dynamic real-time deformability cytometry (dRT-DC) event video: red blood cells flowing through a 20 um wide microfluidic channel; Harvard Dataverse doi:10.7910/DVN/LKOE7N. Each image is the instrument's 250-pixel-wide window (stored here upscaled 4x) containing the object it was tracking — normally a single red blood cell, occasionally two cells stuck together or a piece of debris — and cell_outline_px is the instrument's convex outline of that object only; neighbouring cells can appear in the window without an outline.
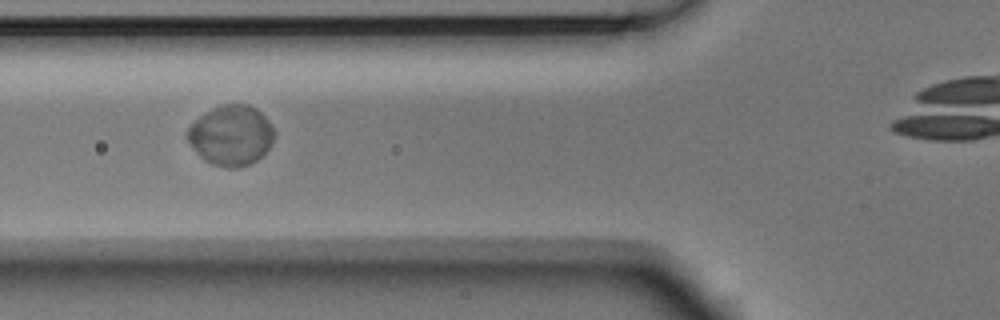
{"species": "Egyptian fruit bat (a non-hibernating species)", "species_latin": "Rousettus aegyptiacus", "temperature_condition": "room temperature", "stored_images_in_passage": 40, "camera_frame_rate_fps": 3000, "um_per_image_px": 0.085, "animal": {"sex": "male"}, "frame": {"image": 1, "passage_image": 12, "time_ms": 3.667, "image_size_px": [1000, 320], "cell_outline_px": [[276, 136], [268, 148], [256, 160], [248, 164], [236, 168], [228, 168], [212, 164], [204, 160], [196, 152], [188, 140], [188, 128], [200, 116], [224, 104], [248, 104], [256, 108], [268, 120], [276, 132]], "centroid_in_image_um": [19.67, 11.51], "position_along_channel_um": 106.1, "area_um2": 30.06}}
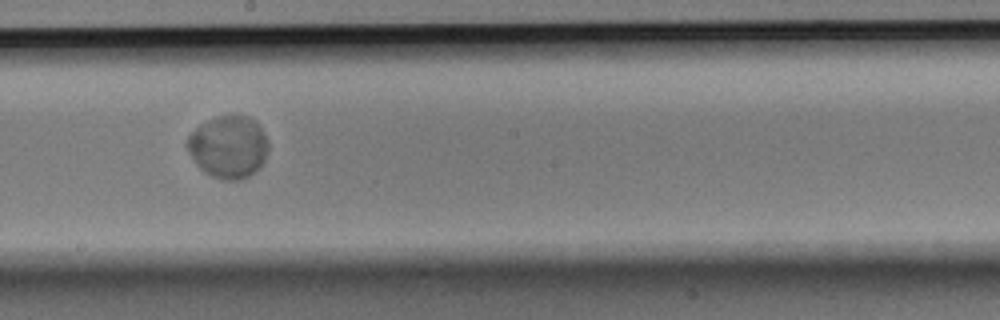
{"frame": {"image": 2, "passage_image": 22, "time_ms": 7.0, "image_size_px": [1000, 320], "cell_outline_px": [[268, 148], [264, 164], [248, 176], [240, 180], [224, 180], [212, 176], [204, 172], [196, 164], [188, 152], [184, 144], [188, 136], [200, 124], [216, 116], [248, 116], [256, 120], [268, 140]], "centroid_in_image_um": [19.41, 12.49], "position_along_channel_um": 228.8, "area_um2": 29.77}}
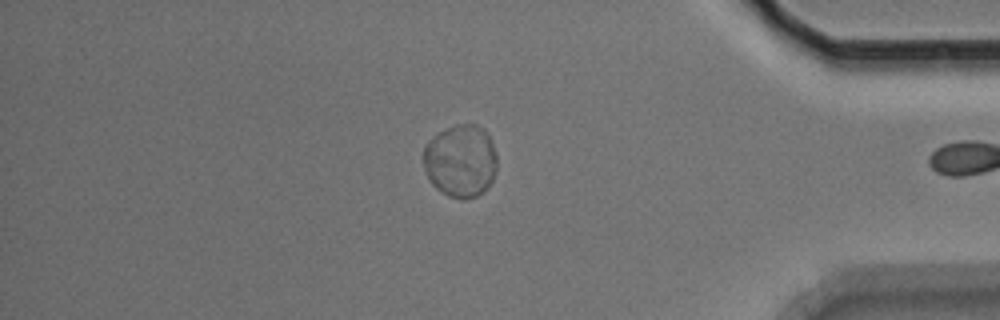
{"frame": {"image": 3, "passage_image": 38, "time_ms": 12.333, "image_size_px": [1000, 320], "cell_outline_px": [[496, 172], [488, 188], [476, 196], [448, 196], [436, 188], [432, 184], [424, 168], [424, 148], [428, 140], [432, 136], [456, 124], [476, 124], [484, 128], [492, 140], [496, 152]], "centroid_in_image_um": [39.17, 13.63], "position_along_channel_um": 396.0, "area_um2": 31.04}, "authors_computed_cell_mechanics": {"area_um2": 29.6803, "velocity_mm_per_s": 3.6713, "shape_relaxation_time_tau1_ms": 2.6493, "shape_relaxation_time_tau2_ms": null, "deformation_change_tau1": 0.0236, "deformation_change_tau2": null}}